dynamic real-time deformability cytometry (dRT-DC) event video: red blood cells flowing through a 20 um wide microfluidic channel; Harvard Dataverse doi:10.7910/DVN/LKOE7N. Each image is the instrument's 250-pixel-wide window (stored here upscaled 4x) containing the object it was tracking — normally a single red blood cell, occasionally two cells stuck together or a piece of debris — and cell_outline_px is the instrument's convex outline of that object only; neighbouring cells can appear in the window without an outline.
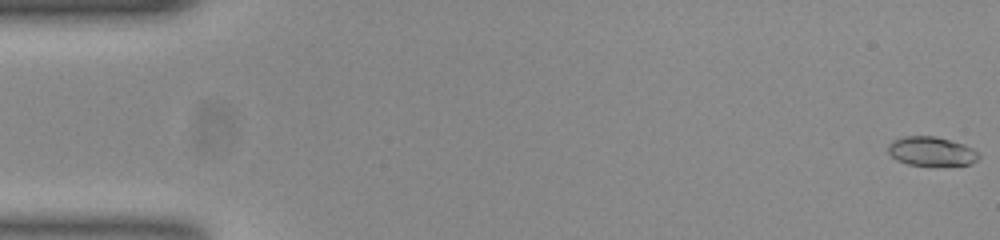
{"species": "common noctule bat (a hibernating species)", "species_latin": "Nyctalus noctula", "temperature_condition": "room temperature", "stored_images_in_passage": 7, "camera_frame_rate_fps": 3000, "um_per_image_px": 0.085, "animal": {"sex": "female", "body_mass_g": 23.0, "forearm_length_mm": 53.4}, "frame": {"image": 1, "passage_image": 1, "time_ms": 0.0, "image_size_px": [1000, 240], "cell_outline_px": [[980, 156], [976, 160], [968, 164], [908, 164], [896, 160], [888, 152], [888, 144], [892, 140], [904, 136], [936, 136], [964, 144], [972, 148]], "centroid_in_image_um": [79.12, 12.83], "position_along_channel_um": 5.9, "area_um2": 15.03}}